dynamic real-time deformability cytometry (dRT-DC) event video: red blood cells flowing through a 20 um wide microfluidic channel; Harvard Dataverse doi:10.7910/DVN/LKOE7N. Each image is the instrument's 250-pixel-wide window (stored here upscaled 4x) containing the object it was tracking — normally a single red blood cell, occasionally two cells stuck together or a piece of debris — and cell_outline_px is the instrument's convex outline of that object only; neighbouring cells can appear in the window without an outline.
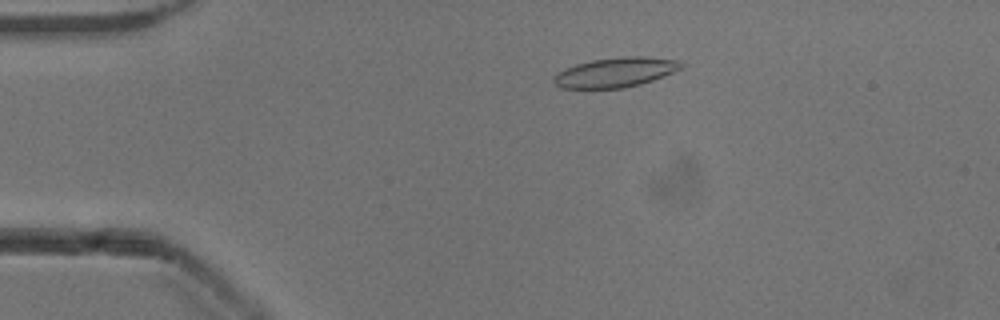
{"species": "common noctule bat (a hibernating species)", "species_latin": "Nyctalus noctula", "temperature_condition": "cold", "stored_images_in_passage": 52, "camera_frame_rate_fps": 3000, "um_per_image_px": 0.085, "animal": {"sex": "male", "body_mass_g": 13.3}, "frame": {"image": 1, "passage_image": 11, "time_ms": 3.333, "image_size_px": [1000, 320], "cell_outline_px": [[684, 68], [664, 76], [640, 84], [624, 88], [560, 88], [552, 80], [560, 72], [576, 64], [592, 60], [624, 56], [644, 56], [680, 60], [684, 64]], "centroid_in_image_um": [52.4, 6.14], "position_along_channel_um": 32.6, "area_um2": 21.96}}
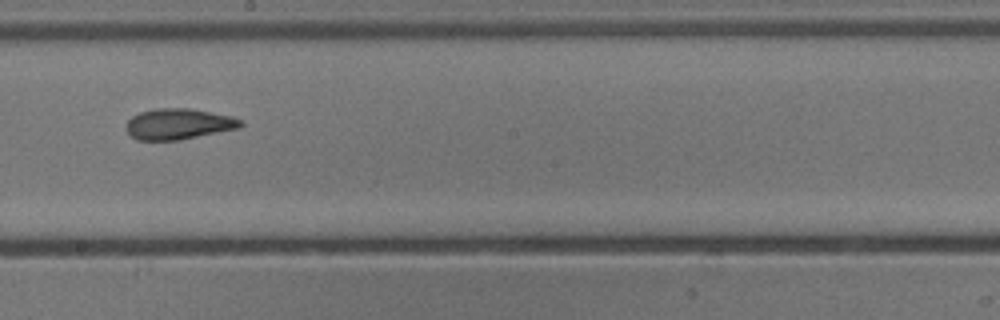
{"frame": {"image": 2, "passage_image": 30, "time_ms": 9.667, "image_size_px": [1000, 320], "cell_outline_px": [[244, 124], [240, 128], [180, 140], [136, 140], [124, 128], [128, 120], [132, 116], [140, 112], [156, 108], [188, 108], [232, 116], [244, 120]], "centroid_in_image_um": [15.19, 10.54], "position_along_channel_um": 233.0, "area_um2": 20.75}}
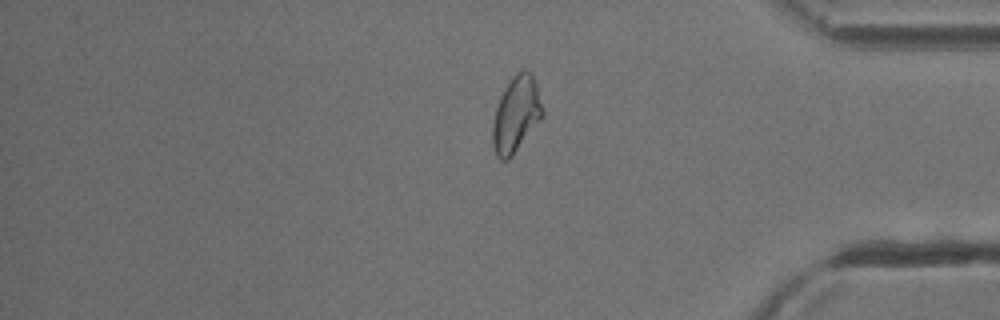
{"frame": {"image": 3, "passage_image": 44, "time_ms": 14.333, "image_size_px": [1000, 320], "cell_outline_px": [[544, 116], [512, 156], [508, 160], [500, 160], [496, 156], [492, 144], [492, 124], [496, 108], [500, 96], [504, 88], [512, 76], [516, 72], [532, 72], [536, 84], [544, 112]], "centroid_in_image_um": [43.86, 9.75], "position_along_channel_um": 391.3, "area_um2": 22.08}, "authors_computed_cell_mechanics": {"area_um2": 21.6172, "velocity_mm_per_s": 3.9059, "shape_relaxation_time_tau1_ms": 10.6138, "shape_relaxation_time_tau2_ms": 2.1176, "deformation_change_tau1": 0.2479, "deformation_change_tau2": 0.0905}}